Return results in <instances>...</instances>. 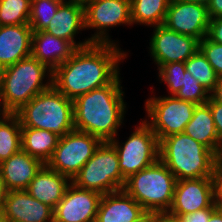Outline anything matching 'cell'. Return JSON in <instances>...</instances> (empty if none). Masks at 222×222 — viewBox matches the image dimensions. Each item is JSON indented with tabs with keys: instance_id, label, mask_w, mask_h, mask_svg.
I'll return each instance as SVG.
<instances>
[{
	"instance_id": "1",
	"label": "cell",
	"mask_w": 222,
	"mask_h": 222,
	"mask_svg": "<svg viewBox=\"0 0 222 222\" xmlns=\"http://www.w3.org/2000/svg\"><path fill=\"white\" fill-rule=\"evenodd\" d=\"M127 52L119 44L91 43L77 48L72 56L53 71L52 85L68 99L104 87L120 74Z\"/></svg>"
},
{
	"instance_id": "2",
	"label": "cell",
	"mask_w": 222,
	"mask_h": 222,
	"mask_svg": "<svg viewBox=\"0 0 222 222\" xmlns=\"http://www.w3.org/2000/svg\"><path fill=\"white\" fill-rule=\"evenodd\" d=\"M120 75L110 84L91 90L74 101V129L102 141L117 137L126 113Z\"/></svg>"
},
{
	"instance_id": "3",
	"label": "cell",
	"mask_w": 222,
	"mask_h": 222,
	"mask_svg": "<svg viewBox=\"0 0 222 222\" xmlns=\"http://www.w3.org/2000/svg\"><path fill=\"white\" fill-rule=\"evenodd\" d=\"M52 76L53 71L32 55L1 69L0 105L2 110L5 113L18 111L34 96L52 86Z\"/></svg>"
},
{
	"instance_id": "4",
	"label": "cell",
	"mask_w": 222,
	"mask_h": 222,
	"mask_svg": "<svg viewBox=\"0 0 222 222\" xmlns=\"http://www.w3.org/2000/svg\"><path fill=\"white\" fill-rule=\"evenodd\" d=\"M217 156L185 133L169 135L159 141V159L176 180L213 177Z\"/></svg>"
},
{
	"instance_id": "5",
	"label": "cell",
	"mask_w": 222,
	"mask_h": 222,
	"mask_svg": "<svg viewBox=\"0 0 222 222\" xmlns=\"http://www.w3.org/2000/svg\"><path fill=\"white\" fill-rule=\"evenodd\" d=\"M21 127L44 129L63 137L74 130V104L53 85L15 112Z\"/></svg>"
},
{
	"instance_id": "6",
	"label": "cell",
	"mask_w": 222,
	"mask_h": 222,
	"mask_svg": "<svg viewBox=\"0 0 222 222\" xmlns=\"http://www.w3.org/2000/svg\"><path fill=\"white\" fill-rule=\"evenodd\" d=\"M176 181L173 173L158 159L126 179L123 190L145 211L168 212L173 201Z\"/></svg>"
},
{
	"instance_id": "7",
	"label": "cell",
	"mask_w": 222,
	"mask_h": 222,
	"mask_svg": "<svg viewBox=\"0 0 222 222\" xmlns=\"http://www.w3.org/2000/svg\"><path fill=\"white\" fill-rule=\"evenodd\" d=\"M125 179L119 168V157L109 141H103L71 182L78 188L101 195L122 190Z\"/></svg>"
},
{
	"instance_id": "8",
	"label": "cell",
	"mask_w": 222,
	"mask_h": 222,
	"mask_svg": "<svg viewBox=\"0 0 222 222\" xmlns=\"http://www.w3.org/2000/svg\"><path fill=\"white\" fill-rule=\"evenodd\" d=\"M109 142L117 151L119 168L125 180L159 159L158 138L145 120L135 127L133 133L122 144L116 137Z\"/></svg>"
},
{
	"instance_id": "9",
	"label": "cell",
	"mask_w": 222,
	"mask_h": 222,
	"mask_svg": "<svg viewBox=\"0 0 222 222\" xmlns=\"http://www.w3.org/2000/svg\"><path fill=\"white\" fill-rule=\"evenodd\" d=\"M196 105L175 96H151L144 104L148 120H150H144L160 141L169 135L184 133Z\"/></svg>"
},
{
	"instance_id": "10",
	"label": "cell",
	"mask_w": 222,
	"mask_h": 222,
	"mask_svg": "<svg viewBox=\"0 0 222 222\" xmlns=\"http://www.w3.org/2000/svg\"><path fill=\"white\" fill-rule=\"evenodd\" d=\"M102 142L94 135L74 129L60 137L58 145L46 165L72 180Z\"/></svg>"
},
{
	"instance_id": "11",
	"label": "cell",
	"mask_w": 222,
	"mask_h": 222,
	"mask_svg": "<svg viewBox=\"0 0 222 222\" xmlns=\"http://www.w3.org/2000/svg\"><path fill=\"white\" fill-rule=\"evenodd\" d=\"M85 29H94L91 43H114L107 31L117 25H132L131 0H92L84 7Z\"/></svg>"
},
{
	"instance_id": "12",
	"label": "cell",
	"mask_w": 222,
	"mask_h": 222,
	"mask_svg": "<svg viewBox=\"0 0 222 222\" xmlns=\"http://www.w3.org/2000/svg\"><path fill=\"white\" fill-rule=\"evenodd\" d=\"M153 28L149 52L158 68L169 63H184L199 50V40L192 36L170 30L163 24Z\"/></svg>"
},
{
	"instance_id": "13",
	"label": "cell",
	"mask_w": 222,
	"mask_h": 222,
	"mask_svg": "<svg viewBox=\"0 0 222 222\" xmlns=\"http://www.w3.org/2000/svg\"><path fill=\"white\" fill-rule=\"evenodd\" d=\"M213 177L177 180L168 213L179 217L203 208H218Z\"/></svg>"
},
{
	"instance_id": "14",
	"label": "cell",
	"mask_w": 222,
	"mask_h": 222,
	"mask_svg": "<svg viewBox=\"0 0 222 222\" xmlns=\"http://www.w3.org/2000/svg\"><path fill=\"white\" fill-rule=\"evenodd\" d=\"M209 23L210 17L206 6L184 0H171L163 25L201 41L207 36Z\"/></svg>"
},
{
	"instance_id": "15",
	"label": "cell",
	"mask_w": 222,
	"mask_h": 222,
	"mask_svg": "<svg viewBox=\"0 0 222 222\" xmlns=\"http://www.w3.org/2000/svg\"><path fill=\"white\" fill-rule=\"evenodd\" d=\"M101 197L71 183L54 209V222H95Z\"/></svg>"
},
{
	"instance_id": "16",
	"label": "cell",
	"mask_w": 222,
	"mask_h": 222,
	"mask_svg": "<svg viewBox=\"0 0 222 222\" xmlns=\"http://www.w3.org/2000/svg\"><path fill=\"white\" fill-rule=\"evenodd\" d=\"M2 216L8 222H54V209L26 190L6 191Z\"/></svg>"
},
{
	"instance_id": "17",
	"label": "cell",
	"mask_w": 222,
	"mask_h": 222,
	"mask_svg": "<svg viewBox=\"0 0 222 222\" xmlns=\"http://www.w3.org/2000/svg\"><path fill=\"white\" fill-rule=\"evenodd\" d=\"M45 164L20 149L0 163V177L6 191L26 190Z\"/></svg>"
},
{
	"instance_id": "18",
	"label": "cell",
	"mask_w": 222,
	"mask_h": 222,
	"mask_svg": "<svg viewBox=\"0 0 222 222\" xmlns=\"http://www.w3.org/2000/svg\"><path fill=\"white\" fill-rule=\"evenodd\" d=\"M83 30H86L84 7L70 2H62L44 31L69 41L77 49L91 44L89 38H85L83 42H76V34Z\"/></svg>"
},
{
	"instance_id": "19",
	"label": "cell",
	"mask_w": 222,
	"mask_h": 222,
	"mask_svg": "<svg viewBox=\"0 0 222 222\" xmlns=\"http://www.w3.org/2000/svg\"><path fill=\"white\" fill-rule=\"evenodd\" d=\"M33 30L29 24L0 26V68L31 56Z\"/></svg>"
},
{
	"instance_id": "20",
	"label": "cell",
	"mask_w": 222,
	"mask_h": 222,
	"mask_svg": "<svg viewBox=\"0 0 222 222\" xmlns=\"http://www.w3.org/2000/svg\"><path fill=\"white\" fill-rule=\"evenodd\" d=\"M144 212L143 207L122 189L102 195L95 222H133Z\"/></svg>"
},
{
	"instance_id": "21",
	"label": "cell",
	"mask_w": 222,
	"mask_h": 222,
	"mask_svg": "<svg viewBox=\"0 0 222 222\" xmlns=\"http://www.w3.org/2000/svg\"><path fill=\"white\" fill-rule=\"evenodd\" d=\"M71 183L69 177L45 164L29 183L26 191L38 201L55 209Z\"/></svg>"
},
{
	"instance_id": "22",
	"label": "cell",
	"mask_w": 222,
	"mask_h": 222,
	"mask_svg": "<svg viewBox=\"0 0 222 222\" xmlns=\"http://www.w3.org/2000/svg\"><path fill=\"white\" fill-rule=\"evenodd\" d=\"M75 50L67 40L45 31H33L31 55L52 71L68 60Z\"/></svg>"
},
{
	"instance_id": "23",
	"label": "cell",
	"mask_w": 222,
	"mask_h": 222,
	"mask_svg": "<svg viewBox=\"0 0 222 222\" xmlns=\"http://www.w3.org/2000/svg\"><path fill=\"white\" fill-rule=\"evenodd\" d=\"M184 133L210 149L217 157L222 156L213 115L208 103L197 104L192 119L186 124Z\"/></svg>"
},
{
	"instance_id": "24",
	"label": "cell",
	"mask_w": 222,
	"mask_h": 222,
	"mask_svg": "<svg viewBox=\"0 0 222 222\" xmlns=\"http://www.w3.org/2000/svg\"><path fill=\"white\" fill-rule=\"evenodd\" d=\"M60 136L44 129L21 127V149L44 164L51 159Z\"/></svg>"
},
{
	"instance_id": "25",
	"label": "cell",
	"mask_w": 222,
	"mask_h": 222,
	"mask_svg": "<svg viewBox=\"0 0 222 222\" xmlns=\"http://www.w3.org/2000/svg\"><path fill=\"white\" fill-rule=\"evenodd\" d=\"M171 0H131L133 24L150 27L162 25Z\"/></svg>"
},
{
	"instance_id": "26",
	"label": "cell",
	"mask_w": 222,
	"mask_h": 222,
	"mask_svg": "<svg viewBox=\"0 0 222 222\" xmlns=\"http://www.w3.org/2000/svg\"><path fill=\"white\" fill-rule=\"evenodd\" d=\"M21 149V123L15 113L0 118V163Z\"/></svg>"
},
{
	"instance_id": "27",
	"label": "cell",
	"mask_w": 222,
	"mask_h": 222,
	"mask_svg": "<svg viewBox=\"0 0 222 222\" xmlns=\"http://www.w3.org/2000/svg\"><path fill=\"white\" fill-rule=\"evenodd\" d=\"M184 64L186 71L198 80L209 93L214 90L219 77L200 50L188 58Z\"/></svg>"
},
{
	"instance_id": "28",
	"label": "cell",
	"mask_w": 222,
	"mask_h": 222,
	"mask_svg": "<svg viewBox=\"0 0 222 222\" xmlns=\"http://www.w3.org/2000/svg\"><path fill=\"white\" fill-rule=\"evenodd\" d=\"M30 0H0V26L28 24Z\"/></svg>"
},
{
	"instance_id": "29",
	"label": "cell",
	"mask_w": 222,
	"mask_h": 222,
	"mask_svg": "<svg viewBox=\"0 0 222 222\" xmlns=\"http://www.w3.org/2000/svg\"><path fill=\"white\" fill-rule=\"evenodd\" d=\"M63 0H34L31 2L29 26L33 31H44Z\"/></svg>"
},
{
	"instance_id": "30",
	"label": "cell",
	"mask_w": 222,
	"mask_h": 222,
	"mask_svg": "<svg viewBox=\"0 0 222 222\" xmlns=\"http://www.w3.org/2000/svg\"><path fill=\"white\" fill-rule=\"evenodd\" d=\"M175 97L195 104H204L210 99V93L188 71H185L183 85Z\"/></svg>"
},
{
	"instance_id": "31",
	"label": "cell",
	"mask_w": 222,
	"mask_h": 222,
	"mask_svg": "<svg viewBox=\"0 0 222 222\" xmlns=\"http://www.w3.org/2000/svg\"><path fill=\"white\" fill-rule=\"evenodd\" d=\"M158 70L159 81H164L170 95L175 96L183 85L185 64L183 62L164 64Z\"/></svg>"
},
{
	"instance_id": "32",
	"label": "cell",
	"mask_w": 222,
	"mask_h": 222,
	"mask_svg": "<svg viewBox=\"0 0 222 222\" xmlns=\"http://www.w3.org/2000/svg\"><path fill=\"white\" fill-rule=\"evenodd\" d=\"M199 50L211 64L219 78H222V44L212 42L207 37L199 41Z\"/></svg>"
},
{
	"instance_id": "33",
	"label": "cell",
	"mask_w": 222,
	"mask_h": 222,
	"mask_svg": "<svg viewBox=\"0 0 222 222\" xmlns=\"http://www.w3.org/2000/svg\"><path fill=\"white\" fill-rule=\"evenodd\" d=\"M216 202L222 206V156L216 158L213 171Z\"/></svg>"
},
{
	"instance_id": "34",
	"label": "cell",
	"mask_w": 222,
	"mask_h": 222,
	"mask_svg": "<svg viewBox=\"0 0 222 222\" xmlns=\"http://www.w3.org/2000/svg\"><path fill=\"white\" fill-rule=\"evenodd\" d=\"M210 106V110L213 115L215 129L219 138V141L222 144V105L215 102L211 97L207 101Z\"/></svg>"
},
{
	"instance_id": "35",
	"label": "cell",
	"mask_w": 222,
	"mask_h": 222,
	"mask_svg": "<svg viewBox=\"0 0 222 222\" xmlns=\"http://www.w3.org/2000/svg\"><path fill=\"white\" fill-rule=\"evenodd\" d=\"M216 209L217 208H203L192 213L180 215L179 217L182 219L183 222H208L210 215Z\"/></svg>"
},
{
	"instance_id": "36",
	"label": "cell",
	"mask_w": 222,
	"mask_h": 222,
	"mask_svg": "<svg viewBox=\"0 0 222 222\" xmlns=\"http://www.w3.org/2000/svg\"><path fill=\"white\" fill-rule=\"evenodd\" d=\"M206 37L212 42L222 44V17L210 19Z\"/></svg>"
},
{
	"instance_id": "37",
	"label": "cell",
	"mask_w": 222,
	"mask_h": 222,
	"mask_svg": "<svg viewBox=\"0 0 222 222\" xmlns=\"http://www.w3.org/2000/svg\"><path fill=\"white\" fill-rule=\"evenodd\" d=\"M207 9L210 19L222 17V0H211Z\"/></svg>"
},
{
	"instance_id": "38",
	"label": "cell",
	"mask_w": 222,
	"mask_h": 222,
	"mask_svg": "<svg viewBox=\"0 0 222 222\" xmlns=\"http://www.w3.org/2000/svg\"><path fill=\"white\" fill-rule=\"evenodd\" d=\"M155 222H183L180 217L168 212H155Z\"/></svg>"
},
{
	"instance_id": "39",
	"label": "cell",
	"mask_w": 222,
	"mask_h": 222,
	"mask_svg": "<svg viewBox=\"0 0 222 222\" xmlns=\"http://www.w3.org/2000/svg\"><path fill=\"white\" fill-rule=\"evenodd\" d=\"M210 97L217 103L222 105V78H219L214 90L210 93Z\"/></svg>"
},
{
	"instance_id": "40",
	"label": "cell",
	"mask_w": 222,
	"mask_h": 222,
	"mask_svg": "<svg viewBox=\"0 0 222 222\" xmlns=\"http://www.w3.org/2000/svg\"><path fill=\"white\" fill-rule=\"evenodd\" d=\"M133 222H155V212L146 211Z\"/></svg>"
},
{
	"instance_id": "41",
	"label": "cell",
	"mask_w": 222,
	"mask_h": 222,
	"mask_svg": "<svg viewBox=\"0 0 222 222\" xmlns=\"http://www.w3.org/2000/svg\"><path fill=\"white\" fill-rule=\"evenodd\" d=\"M208 222H222V206H219L211 215Z\"/></svg>"
},
{
	"instance_id": "42",
	"label": "cell",
	"mask_w": 222,
	"mask_h": 222,
	"mask_svg": "<svg viewBox=\"0 0 222 222\" xmlns=\"http://www.w3.org/2000/svg\"><path fill=\"white\" fill-rule=\"evenodd\" d=\"M5 192H6V190L3 186V182L0 177V216H2V213H3Z\"/></svg>"
},
{
	"instance_id": "43",
	"label": "cell",
	"mask_w": 222,
	"mask_h": 222,
	"mask_svg": "<svg viewBox=\"0 0 222 222\" xmlns=\"http://www.w3.org/2000/svg\"><path fill=\"white\" fill-rule=\"evenodd\" d=\"M91 1L92 0H63V2H70V3H73V4L81 5L83 7H85Z\"/></svg>"
},
{
	"instance_id": "44",
	"label": "cell",
	"mask_w": 222,
	"mask_h": 222,
	"mask_svg": "<svg viewBox=\"0 0 222 222\" xmlns=\"http://www.w3.org/2000/svg\"><path fill=\"white\" fill-rule=\"evenodd\" d=\"M184 1L192 2V3H198V4L204 5L206 7L211 2V0H184Z\"/></svg>"
},
{
	"instance_id": "45",
	"label": "cell",
	"mask_w": 222,
	"mask_h": 222,
	"mask_svg": "<svg viewBox=\"0 0 222 222\" xmlns=\"http://www.w3.org/2000/svg\"><path fill=\"white\" fill-rule=\"evenodd\" d=\"M0 222H8L3 216H0Z\"/></svg>"
},
{
	"instance_id": "46",
	"label": "cell",
	"mask_w": 222,
	"mask_h": 222,
	"mask_svg": "<svg viewBox=\"0 0 222 222\" xmlns=\"http://www.w3.org/2000/svg\"><path fill=\"white\" fill-rule=\"evenodd\" d=\"M5 112L2 110L1 105H0V118Z\"/></svg>"
}]
</instances>
